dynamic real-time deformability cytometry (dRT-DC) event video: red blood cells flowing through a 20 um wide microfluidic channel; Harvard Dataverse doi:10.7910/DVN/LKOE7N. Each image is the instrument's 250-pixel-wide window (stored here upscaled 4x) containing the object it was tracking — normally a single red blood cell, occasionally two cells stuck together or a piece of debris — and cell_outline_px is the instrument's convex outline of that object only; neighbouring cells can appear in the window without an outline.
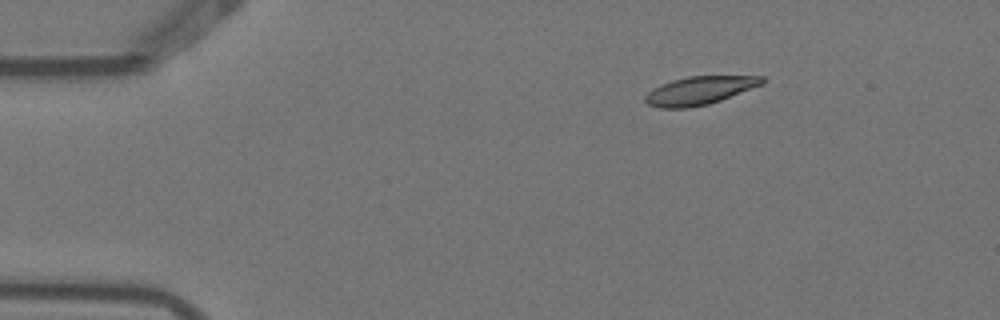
{"species": "Egyptian fruit bat (a non-hibernating species)", "species_latin": "Rousettus aegyptiacus", "temperature_condition": "warm", "stored_images_in_passage": 5, "camera_frame_rate_fps": 3000, "um_per_image_px": 0.085, "animal": {"sex": "female"}, "frame": {"image": 1, "passage_image": 3, "time_ms": 0.667, "image_size_px": [1000, 320], "cell_outline_px": [[764, 84], [720, 100], [708, 104], [688, 108], [660, 108], [648, 104], [644, 100], [644, 96], [652, 88], [660, 84], [672, 80], [688, 76], [764, 76]], "centroid_in_image_um": [59.44, 7.69], "position_along_channel_um": 25.6, "area_um2": 19.25}}